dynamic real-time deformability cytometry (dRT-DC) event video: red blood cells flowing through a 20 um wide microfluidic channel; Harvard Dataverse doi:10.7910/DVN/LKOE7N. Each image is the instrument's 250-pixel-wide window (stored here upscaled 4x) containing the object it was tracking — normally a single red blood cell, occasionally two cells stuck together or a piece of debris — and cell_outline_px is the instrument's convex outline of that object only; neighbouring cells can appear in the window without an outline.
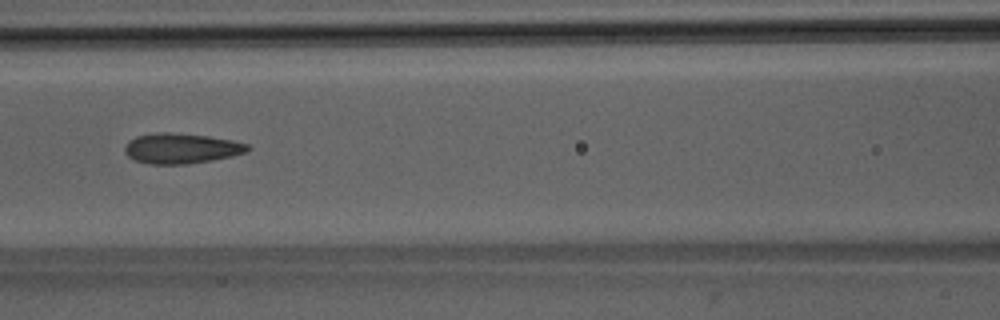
{"species": "Egyptian fruit bat (a non-hibernating species)", "species_latin": "Rousettus aegyptiacus", "temperature_condition": "room temperature", "stored_images_in_passage": 50, "camera_frame_rate_fps": 3000, "um_per_image_px": 0.085, "animal": {"sex": "male"}, "frame": {"image": 1, "passage_image": 22, "time_ms": 7.0, "image_size_px": [1000, 320], "cell_outline_px": [[252, 148], [248, 152], [232, 156], [212, 160], [188, 164], [148, 164], [136, 160], [128, 156], [124, 152], [124, 148], [128, 140], [136, 136], [160, 132], [172, 132], [208, 136], [232, 140], [248, 144]], "centroid_in_image_um": [15.42, 12.61], "position_along_channel_um": 151.2, "area_um2": 21.85}}
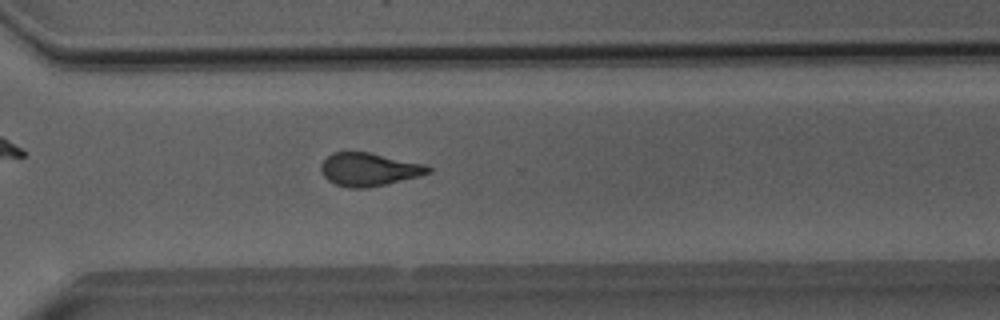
{"frame": {"image": 2, "passage_image": 36, "time_ms": 11.667, "image_size_px": [1000, 320], "cell_outline_px": [[432, 172], [420, 176], [368, 188], [348, 188], [332, 184], [324, 176], [320, 168], [320, 164], [332, 152], [368, 152], [424, 164], [432, 168]], "centroid_in_image_um": [31.34, 14.41], "position_along_channel_um": 339.3, "area_um2": 20.75}}
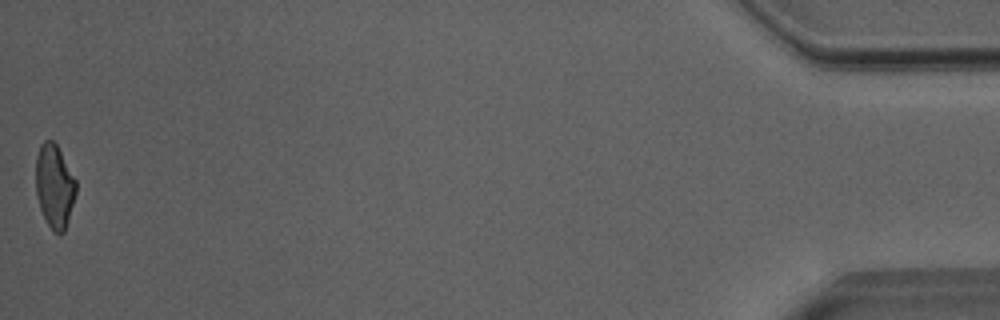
{"frame": {"image": 3, "passage_image": 50, "time_ms": 16.333, "image_size_px": [1000, 320], "cell_outline_px": [[76, 192], [64, 232], [60, 236], [52, 232], [40, 208], [36, 196], [36, 156], [40, 144], [44, 140], [52, 140], [56, 144], [76, 180]], "centroid_in_image_um": [4.62, 15.83], "position_along_channel_um": 430.6, "area_um2": 19.54}, "authors_computed_cell_mechanics": {"area_um2": 21.4727, "velocity_mm_per_s": 4.0363, "shape_relaxation_time_tau1_ms": 8.6818, "shape_relaxation_time_tau2_ms": 1.813, "deformation_change_tau1": 0.1854, "deformation_change_tau2": 0.0912}}